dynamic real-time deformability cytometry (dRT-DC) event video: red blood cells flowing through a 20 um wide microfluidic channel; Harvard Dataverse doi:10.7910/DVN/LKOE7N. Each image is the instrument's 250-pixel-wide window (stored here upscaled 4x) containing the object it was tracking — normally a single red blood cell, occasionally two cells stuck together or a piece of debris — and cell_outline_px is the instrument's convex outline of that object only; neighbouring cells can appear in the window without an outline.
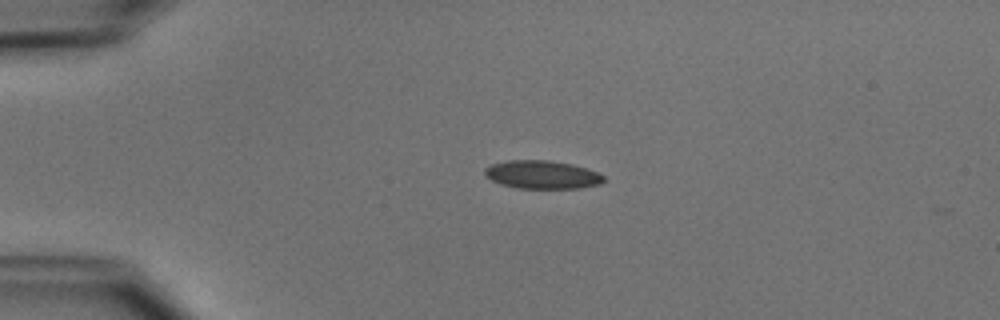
{"species": "common noctule bat (a hibernating species)", "species_latin": "Nyctalus noctula", "temperature_condition": "cold", "stored_images_in_passage": 40, "camera_frame_rate_fps": 3000, "um_per_image_px": 0.085, "animal": {"sex": "male", "body_mass_g": 15.6}, "frame": {"image": 1, "passage_image": 1, "time_ms": 0.0, "image_size_px": [1000, 320], "cell_outline_px": [[604, 180], [600, 184], [580, 188], [516, 188], [500, 184], [484, 176], [484, 168], [492, 164], [508, 160], [548, 160], [572, 164], [596, 172], [604, 176]], "centroid_in_image_um": [46.04, 14.85], "position_along_channel_um": 39.0, "area_um2": 19.54}}
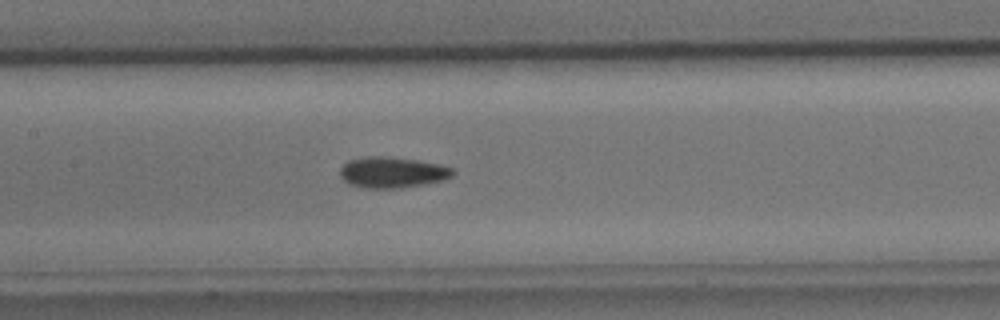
{"frame": {"image": 2, "passage_image": 14, "time_ms": 4.333, "image_size_px": [1000, 320], "cell_outline_px": [[456, 172], [452, 176], [444, 180], [424, 184], [400, 188], [364, 188], [348, 184], [340, 176], [340, 168], [348, 160], [368, 156], [384, 156], [416, 160], [436, 164], [452, 168]], "centroid_in_image_um": [33.32, 14.66], "position_along_channel_um": 174.1, "area_um2": 20.29}}
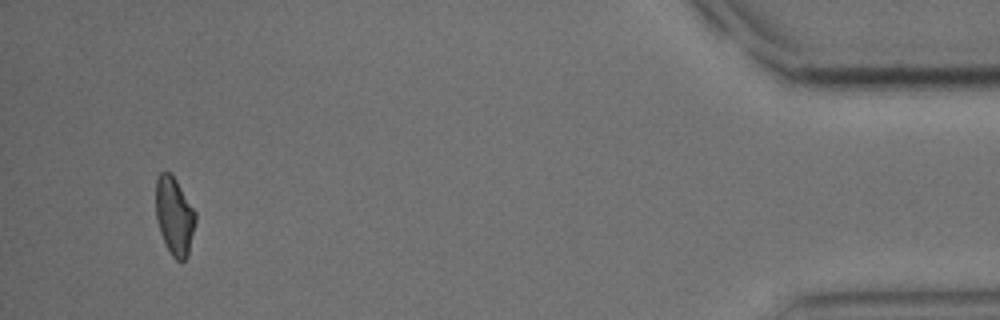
{"frame": {"image": 3, "passage_image": 38, "time_ms": 12.333, "image_size_px": [1000, 320], "cell_outline_px": [[196, 220], [188, 256], [184, 260], [176, 260], [172, 256], [160, 232], [156, 220], [156, 180], [160, 172], [172, 172], [196, 212]], "centroid_in_image_um": [14.83, 18.33], "position_along_channel_um": 420.4, "area_um2": 18.09}, "authors_computed_cell_mechanics": {"area_um2": 19.1896, "velocity_mm_per_s": 3.9346, "shape_relaxation_time_tau1_ms": 3.3229, "shape_relaxation_time_tau2_ms": 3.8847, "deformation_change_tau1": 0.1248, "deformation_change_tau2": 0.109}}